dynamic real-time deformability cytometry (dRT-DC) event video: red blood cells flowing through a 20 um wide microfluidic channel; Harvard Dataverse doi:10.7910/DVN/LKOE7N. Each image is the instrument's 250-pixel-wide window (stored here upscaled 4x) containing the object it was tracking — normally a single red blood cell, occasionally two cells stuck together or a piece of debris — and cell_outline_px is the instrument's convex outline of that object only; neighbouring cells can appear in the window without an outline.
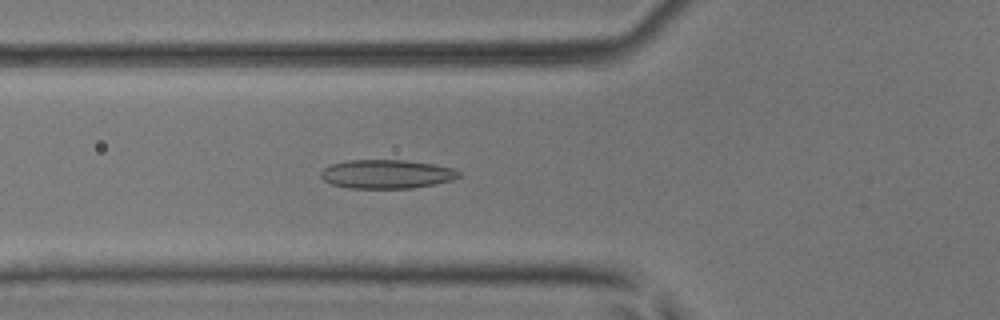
{"species": "common noctule bat (a hibernating species)", "species_latin": "Nyctalus noctula", "temperature_condition": "room temperature", "stored_images_in_passage": 35, "camera_frame_rate_fps": 3000, "um_per_image_px": 0.085, "animal": {"sex": "male", "body_mass_g": 17.9, "forearm_length_mm": 54.2}, "frame": {"image": 1, "passage_image": 3, "time_ms": 0.667, "image_size_px": [1000, 320], "cell_outline_px": [[460, 176], [452, 180], [436, 184], [412, 188], [348, 188], [332, 184], [324, 180], [320, 176], [320, 172], [328, 164], [348, 160], [408, 160], [436, 164], [452, 168], [460, 172]], "centroid_in_image_um": [32.86, 14.79], "position_along_channel_um": 92.9, "area_um2": 23.41}}
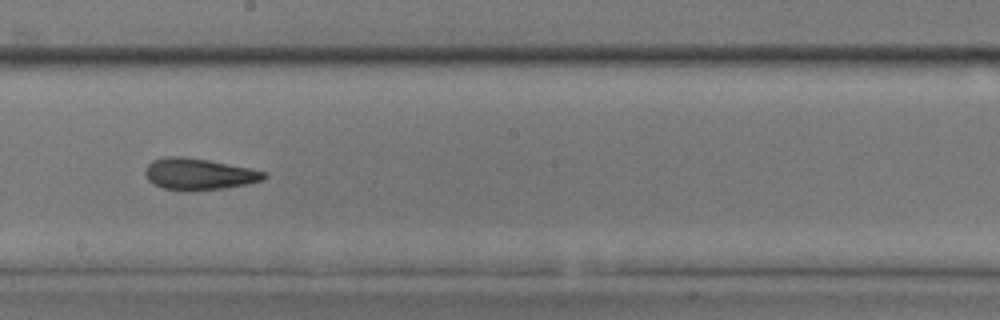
{"frame": {"image": 2, "passage_image": 13, "time_ms": 4.0, "image_size_px": [1000, 320], "cell_outline_px": [[268, 176], [264, 180], [248, 184], [228, 188], [188, 192], [164, 188], [152, 184], [148, 180], [144, 172], [144, 168], [152, 160], [164, 156], [184, 156], [208, 160], [248, 168], [264, 172]], "centroid_in_image_um": [16.86, 14.81], "position_along_channel_um": 231.3, "area_um2": 22.2}}
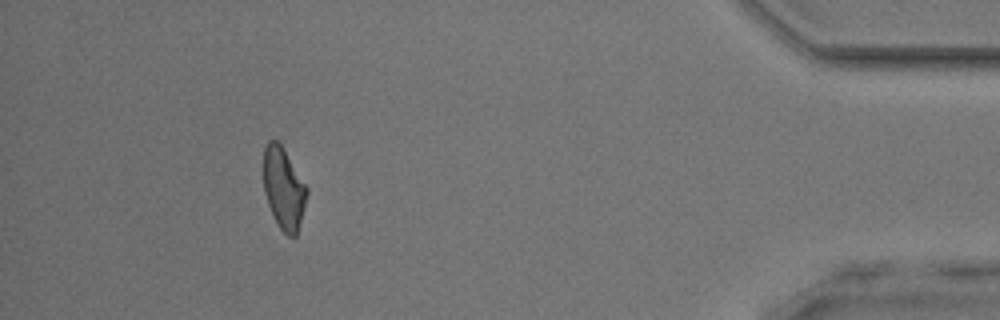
{"frame": {"image": 3, "passage_image": 30, "time_ms": 9.667, "image_size_px": [1000, 320], "cell_outline_px": [[308, 192], [296, 236], [288, 236], [280, 228], [268, 204], [264, 192], [264, 148], [268, 140], [276, 140], [280, 144], [308, 188]], "centroid_in_image_um": [24.1, 16.01], "position_along_channel_um": 411.1, "area_um2": 20.11}, "authors_computed_cell_mechanics": {"area_um2": 21.3282, "velocity_mm_per_s": 4.1569, "shape_relaxation_time_tau1_ms": null, "shape_relaxation_time_tau2_ms": 2.6401, "deformation_change_tau1": null, "deformation_change_tau2": 0.1057}}